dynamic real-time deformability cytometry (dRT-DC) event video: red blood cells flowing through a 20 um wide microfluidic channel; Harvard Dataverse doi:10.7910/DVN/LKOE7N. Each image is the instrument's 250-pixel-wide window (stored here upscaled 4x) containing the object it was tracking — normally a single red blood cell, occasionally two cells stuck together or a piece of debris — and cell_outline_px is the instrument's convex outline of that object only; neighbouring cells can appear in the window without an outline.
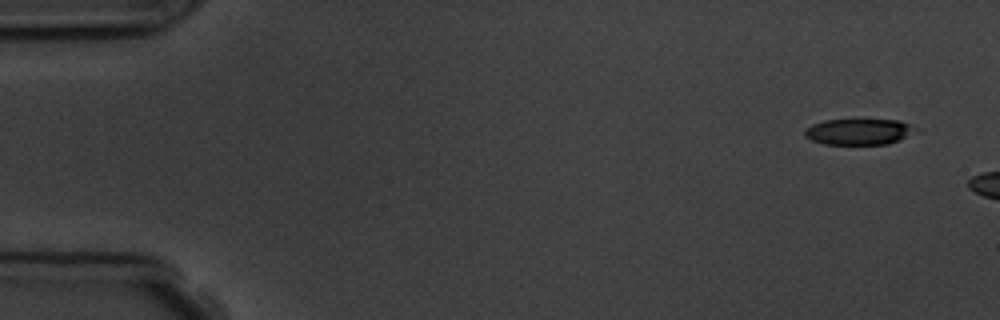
{"species": "common noctule bat (a hibernating species)", "species_latin": "Nyctalus noctula", "temperature_condition": "room temperature", "stored_images_in_passage": 3, "camera_frame_rate_fps": 3000, "um_per_image_px": 0.085, "animal": {"sex": "male", "body_mass_g": 19.5, "forearm_length_mm": 54.6}, "frame": {"image": 1, "passage_image": 1, "time_ms": 0.0, "image_size_px": [1000, 320], "cell_outline_px": [[916, 128], [900, 140], [888, 144], [824, 144], [812, 140], [804, 136], [804, 132], [812, 124], [824, 120], [900, 120]], "centroid_in_image_um": [72.95, 11.2], "position_along_channel_um": 12.1, "area_um2": 16.47}}